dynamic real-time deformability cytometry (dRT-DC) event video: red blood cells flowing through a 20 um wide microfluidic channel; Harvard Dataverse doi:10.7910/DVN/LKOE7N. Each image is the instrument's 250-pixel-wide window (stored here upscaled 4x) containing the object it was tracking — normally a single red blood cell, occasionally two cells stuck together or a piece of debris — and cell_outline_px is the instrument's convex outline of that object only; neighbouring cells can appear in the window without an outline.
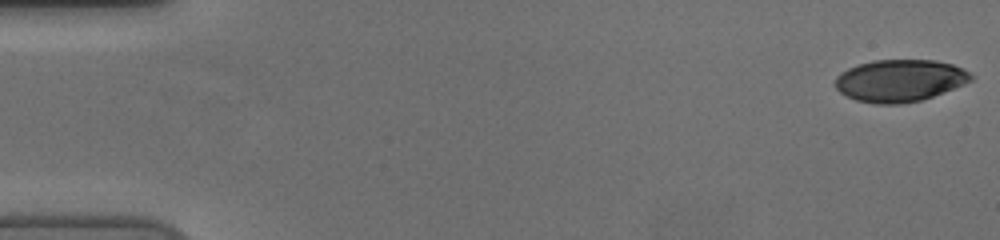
{"species": "human", "species_latin": "Homo sapiens", "temperature_condition": "cold", "stored_images_in_passage": 56, "camera_frame_rate_fps": 3000, "um_per_image_px": 0.085, "donor": {"sex": "female"}, "frame": {"image": 1, "passage_image": 1, "time_ms": 0.0, "image_size_px": [1000, 240], "cell_outline_px": [[976, 76], [972, 80], [964, 84], [944, 92], [920, 100], [900, 104], [876, 104], [856, 100], [840, 92], [836, 88], [836, 76], [840, 72], [848, 68], [872, 60], [936, 60], [952, 64], [964, 68]], "centroid_in_image_um": [76.51, 6.84], "position_along_channel_um": 8.5, "area_um2": 33.41}}
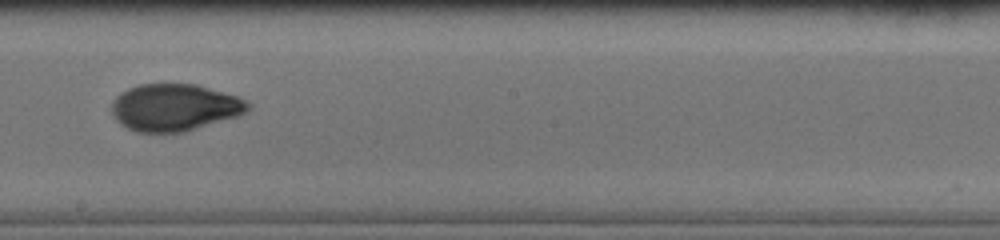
{"frame": {"image": 2, "passage_image": 32, "time_ms": 10.333, "image_size_px": [1000, 240], "cell_outline_px": [[252, 108], [240, 116], [184, 132], [136, 132], [120, 124], [116, 120], [112, 112], [112, 100], [120, 92], [128, 88], [140, 84], [196, 84], [240, 96], [248, 100], [252, 104]], "centroid_in_image_um": [14.9, 9.13], "position_along_channel_um": 233.3, "area_um2": 37.92}}
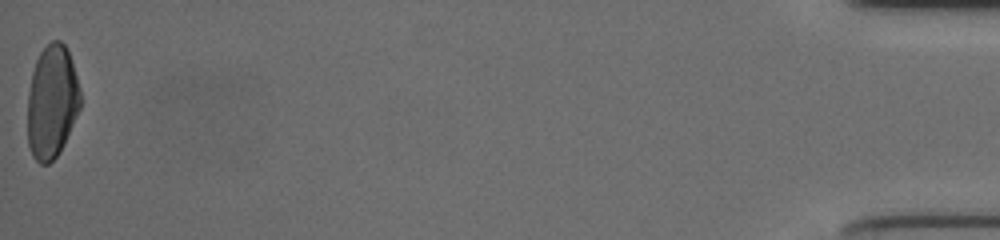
{"frame": {"image": 3, "passage_image": 56, "time_ms": 18.333, "image_size_px": [1000, 240], "cell_outline_px": [[80, 108], [60, 152], [48, 164], [40, 164], [32, 156], [28, 144], [28, 92], [32, 72], [36, 60], [40, 52], [52, 40], [60, 40], [64, 44], [68, 52], [76, 76], [80, 92]], "centroid_in_image_um": [4.4, 8.67], "position_along_channel_um": 430.8, "area_um2": 34.62}, "authors_computed_cell_mechanics": {"area_um2": 35.6337, "velocity_mm_per_s": 3.7319, "shape_relaxation_time_tau1_ms": 7.6521, "shape_relaxation_time_tau2_ms": 1.1725, "deformation_change_tau1": 0.2479, "deformation_change_tau2": 0.0474}}